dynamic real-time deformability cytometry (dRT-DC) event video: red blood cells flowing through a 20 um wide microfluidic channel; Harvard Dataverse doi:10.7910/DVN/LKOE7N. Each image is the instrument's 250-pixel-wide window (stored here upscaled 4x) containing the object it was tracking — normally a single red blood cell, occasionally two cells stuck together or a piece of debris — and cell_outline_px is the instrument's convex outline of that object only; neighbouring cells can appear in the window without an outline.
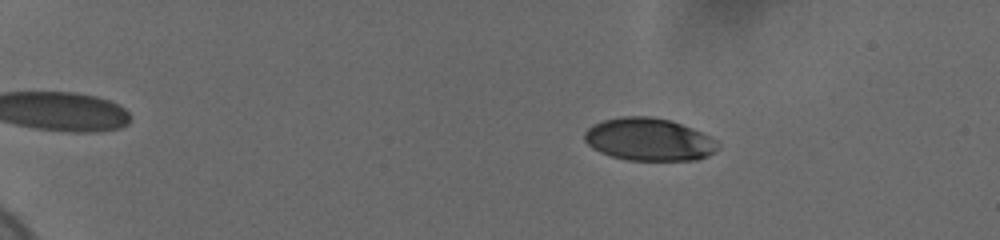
{"species": "human", "species_latin": "Homo sapiens", "temperature_condition": "cold", "stored_images_in_passage": 58, "camera_frame_rate_fps": 3000, "um_per_image_px": 0.085, "donor": {"sex": "female"}, "frame": {"image": 1, "passage_image": 11, "time_ms": 3.333, "image_size_px": [1000, 240], "cell_outline_px": [[720, 148], [708, 156], [696, 160], [628, 160], [612, 156], [600, 152], [592, 148], [584, 140], [584, 132], [592, 124], [604, 120], [620, 116], [648, 116], [672, 120], [692, 128], [716, 140], [720, 144]], "centroid_in_image_um": [55.16, 11.85], "position_along_channel_um": 29.8, "area_um2": 33.29}}
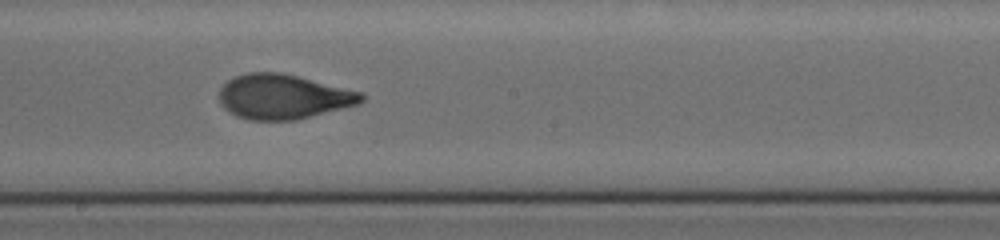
{"frame": {"image": 2, "passage_image": 36, "time_ms": 11.667, "image_size_px": [1000, 240], "cell_outline_px": [[364, 100], [360, 104], [296, 120], [248, 120], [236, 116], [228, 112], [220, 104], [220, 88], [228, 80], [236, 76], [248, 72], [280, 72], [300, 76], [364, 92]], "centroid_in_image_um": [24.1, 8.22], "position_along_channel_um": 224.1, "area_um2": 37.45}}
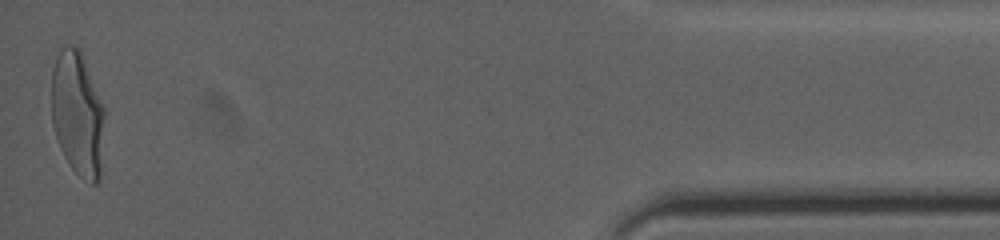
{"frame": {"image": 3, "passage_image": 58, "time_ms": 19.0, "image_size_px": [1000, 240], "cell_outline_px": [[104, 116], [100, 180], [96, 184], [92, 184], [84, 180], [68, 164], [60, 148], [52, 124], [52, 68], [56, 56], [60, 48], [68, 44], [72, 44], [80, 52], [104, 108]], "centroid_in_image_um": [6.57, 9.71], "position_along_channel_um": 428.6, "area_um2": 38.26}, "authors_computed_cell_mechanics": {"area_um2": 36.1828, "velocity_mm_per_s": 3.6668, "shape_relaxation_time_tau1_ms": 4.132, "shape_relaxation_time_tau2_ms": 0.7535, "deformation_change_tau1": 0.1982, "deformation_change_tau2": 0.0697}}